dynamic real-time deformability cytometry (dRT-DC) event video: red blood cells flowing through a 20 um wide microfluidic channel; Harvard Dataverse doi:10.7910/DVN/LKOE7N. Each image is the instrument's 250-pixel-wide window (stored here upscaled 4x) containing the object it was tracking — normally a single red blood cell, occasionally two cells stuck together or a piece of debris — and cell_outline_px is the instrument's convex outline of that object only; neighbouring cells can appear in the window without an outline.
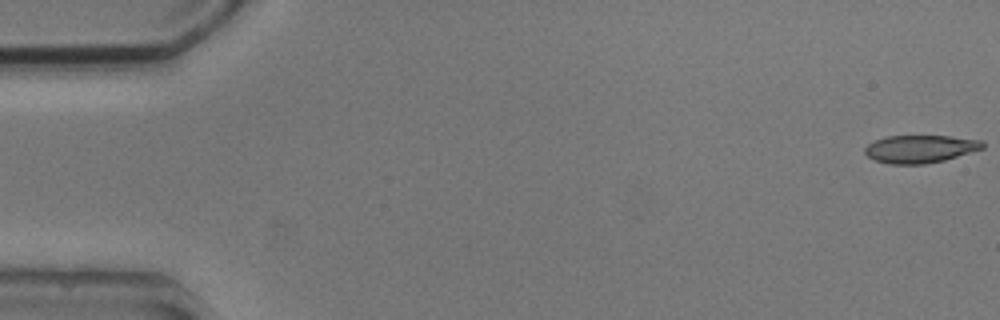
{"species": "common noctule bat (a hibernating species)", "species_latin": "Nyctalus noctula", "temperature_condition": "cold", "stored_images_in_passage": 5, "camera_frame_rate_fps": 3000, "um_per_image_px": 0.085, "animal": {"sex": "male", "body_mass_g": 20.5, "forearm_length_mm": 52.5}, "frame": {"image": 1, "passage_image": 1, "time_ms": 0.0, "image_size_px": [1000, 320], "cell_outline_px": [[984, 148], [944, 160], [924, 164], [888, 164], [876, 160], [868, 156], [864, 152], [864, 148], [868, 144], [876, 140], [888, 136], [948, 136], [984, 140]], "centroid_in_image_um": [78.22, 12.65], "position_along_channel_um": 6.8, "area_um2": 18.96}}